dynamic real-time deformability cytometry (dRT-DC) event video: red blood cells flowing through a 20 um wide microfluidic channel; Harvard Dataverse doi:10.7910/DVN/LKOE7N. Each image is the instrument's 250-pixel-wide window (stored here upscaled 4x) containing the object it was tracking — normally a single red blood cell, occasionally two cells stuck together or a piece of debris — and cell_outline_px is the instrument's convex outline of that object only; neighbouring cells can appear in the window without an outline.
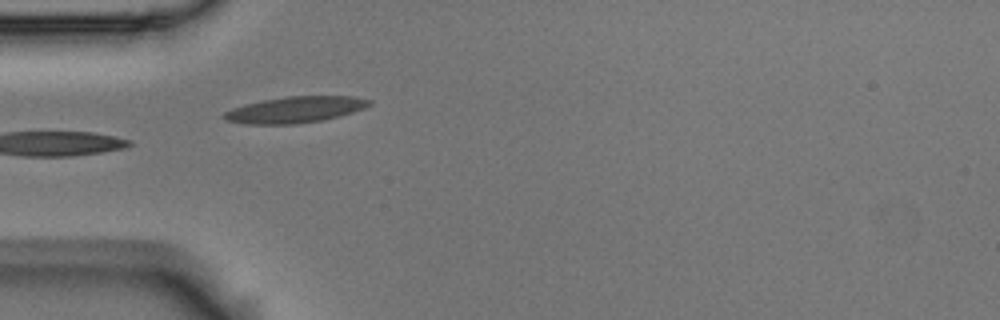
{"species": "Egyptian fruit bat (a non-hibernating species)", "species_latin": "Rousettus aegyptiacus", "temperature_condition": "room temperature", "stored_images_in_passage": 4, "camera_frame_rate_fps": 3000, "um_per_image_px": 0.085, "animal": {"sex": "male"}, "frame": {"image": 1, "passage_image": 1, "time_ms": 0.0, "image_size_px": [1000, 320], "cell_outline_px": [[372, 104], [364, 108], [352, 112], [324, 120], [296, 124], [248, 124], [224, 120], [220, 116], [224, 112], [232, 108], [244, 104], [284, 96], [356, 96], [372, 100]], "centroid_in_image_um": [25.08, 9.32], "position_along_channel_um": 59.9, "area_um2": 22.37}}
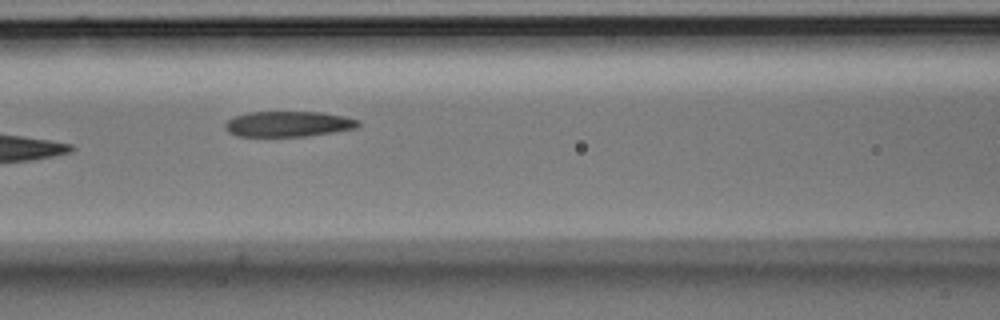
{"frame": {"image": 2, "passage_image": 3, "time_ms": 0.667, "image_size_px": [1000, 320], "cell_outline_px": [[360, 124], [356, 128], [332, 132], [304, 136], [236, 136], [228, 132], [224, 128], [224, 124], [228, 120], [236, 116], [248, 112], [320, 112], [344, 116], [360, 120]], "centroid_in_image_um": [24.49, 10.53], "position_along_channel_um": 142.1, "area_um2": 19.71}}
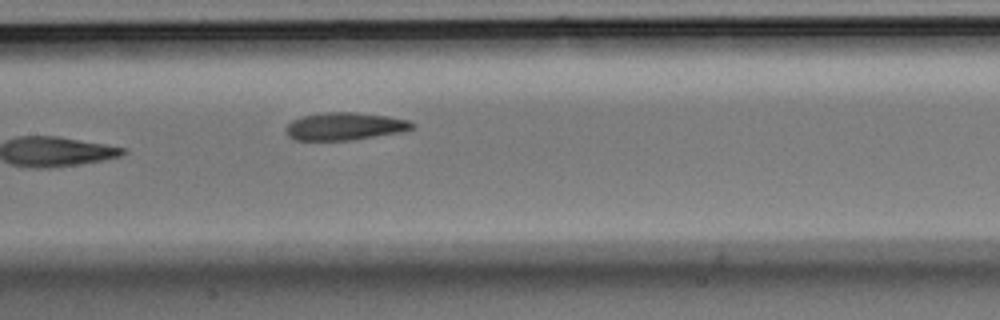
{"frame": {"image": 3, "passage_image": 4, "time_ms": 1.0, "image_size_px": [1000, 320], "cell_outline_px": [[416, 128], [400, 132], [352, 140], [292, 140], [284, 132], [284, 128], [292, 120], [300, 116], [324, 112], [356, 112], [388, 116], [408, 120], [416, 124]], "centroid_in_image_um": [29.28, 10.73], "position_along_channel_um": 178.1, "area_um2": 20.63}}